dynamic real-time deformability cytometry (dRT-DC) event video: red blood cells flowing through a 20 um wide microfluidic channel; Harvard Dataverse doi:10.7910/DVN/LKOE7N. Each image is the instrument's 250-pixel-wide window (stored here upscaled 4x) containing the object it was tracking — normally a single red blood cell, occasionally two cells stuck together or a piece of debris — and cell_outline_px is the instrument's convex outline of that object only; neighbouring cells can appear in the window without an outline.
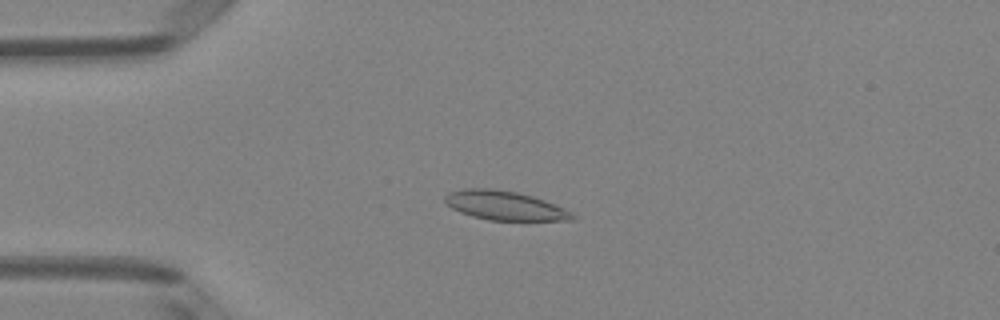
{"species": "Egyptian fruit bat (a non-hibernating species)", "species_latin": "Rousettus aegyptiacus", "temperature_condition": "room temperature", "stored_images_in_passage": 50, "camera_frame_rate_fps": 3000, "um_per_image_px": 0.085, "animal": {"sex": "female"}, "frame": {"image": 1, "passage_image": 13, "time_ms": 4.0, "image_size_px": [1000, 320], "cell_outline_px": [[576, 220], [488, 220], [472, 216], [460, 212], [444, 204], [444, 196], [448, 192], [464, 188], [492, 188], [516, 192], [532, 196], [544, 200], [564, 208], [572, 212], [576, 216]], "centroid_in_image_um": [42.87, 17.47], "position_along_channel_um": 42.1, "area_um2": 21.73}}
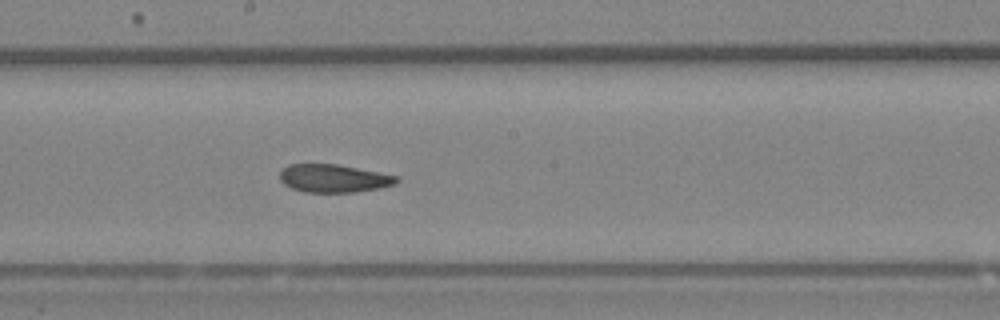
{"frame": {"image": 2, "passage_image": 28, "time_ms": 9.0, "image_size_px": [1000, 320], "cell_outline_px": [[400, 180], [396, 184], [380, 188], [356, 192], [304, 192], [292, 188], [284, 184], [280, 180], [280, 172], [288, 164], [336, 164], [400, 176]], "centroid_in_image_um": [28.4, 15.16], "position_along_channel_um": 219.8, "area_um2": 19.13}}
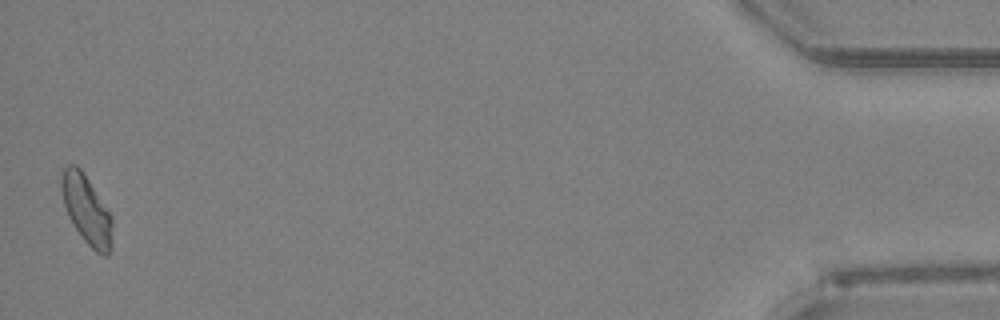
{"frame": {"image": 3, "passage_image": 50, "time_ms": 16.333, "image_size_px": [1000, 320], "cell_outline_px": [[112, 224], [108, 256], [104, 256], [96, 252], [84, 240], [68, 216], [64, 204], [60, 188], [60, 176], [64, 168], [68, 164], [76, 164], [84, 172], [112, 216]], "centroid_in_image_um": [7.32, 17.76], "position_along_channel_um": 427.9, "area_um2": 20.23}, "authors_computed_cell_mechanics": {"area_um2": 20.2011, "velocity_mm_per_s": 4.0647, "shape_relaxation_time_tau1_ms": null, "shape_relaxation_time_tau2_ms": 4.2364, "deformation_change_tau1": null, "deformation_change_tau2": 0.0884}}